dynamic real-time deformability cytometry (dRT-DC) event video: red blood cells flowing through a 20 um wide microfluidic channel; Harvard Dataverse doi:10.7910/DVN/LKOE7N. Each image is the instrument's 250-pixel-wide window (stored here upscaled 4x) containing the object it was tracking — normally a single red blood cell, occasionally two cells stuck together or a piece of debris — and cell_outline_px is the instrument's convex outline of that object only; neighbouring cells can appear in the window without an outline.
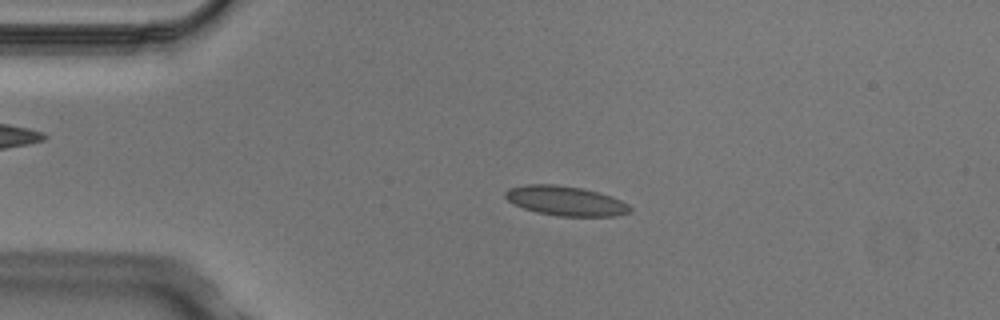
{"species": "Egyptian fruit bat (a non-hibernating species)", "species_latin": "Rousettus aegyptiacus", "temperature_condition": "cold", "stored_images_in_passage": 4, "camera_frame_rate_fps": 3000, "um_per_image_px": 0.085, "animal": {"sex": "male"}, "frame": {"image": 1, "passage_image": 3, "time_ms": 0.667, "image_size_px": [1000, 320], "cell_outline_px": [[632, 212], [616, 216], [556, 216], [536, 212], [524, 208], [508, 200], [504, 196], [504, 192], [508, 188], [524, 184], [556, 184], [580, 188], [596, 192], [620, 200], [628, 204], [632, 208]], "centroid_in_image_um": [48.05, 17.07], "position_along_channel_um": 36.9, "area_um2": 21.44}}